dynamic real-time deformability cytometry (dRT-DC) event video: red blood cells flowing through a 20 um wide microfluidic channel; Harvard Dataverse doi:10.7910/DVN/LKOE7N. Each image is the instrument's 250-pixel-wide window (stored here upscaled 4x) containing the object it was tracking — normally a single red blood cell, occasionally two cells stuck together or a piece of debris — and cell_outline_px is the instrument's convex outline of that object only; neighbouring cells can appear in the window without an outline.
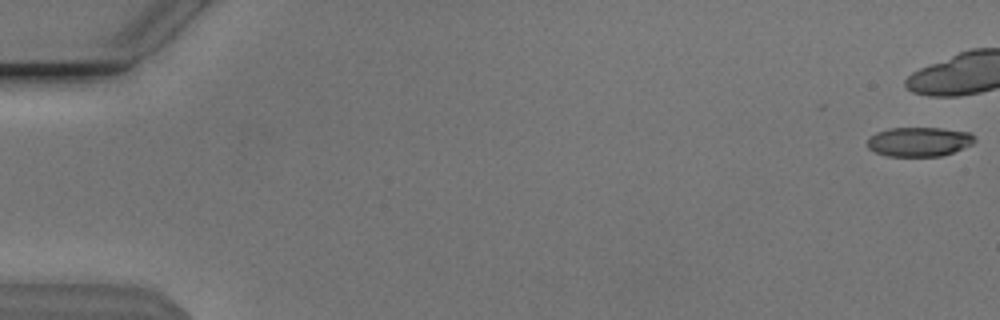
{"species": "Egyptian fruit bat (a non-hibernating species)", "species_latin": "Rousettus aegyptiacus", "temperature_condition": "cold", "stored_images_in_passage": 13, "camera_frame_rate_fps": 3000, "um_per_image_px": 0.085, "animal": {"sex": "male"}, "frame": {"image": 1, "passage_image": 1, "time_ms": 0.0, "image_size_px": [1000, 320], "cell_outline_px": [[976, 140], [972, 144], [952, 152], [940, 156], [888, 156], [876, 152], [868, 148], [868, 140], [876, 132], [888, 128], [940, 128], [968, 132]], "centroid_in_image_um": [78.1, 12.04], "position_along_channel_um": 6.9, "area_um2": 18.09}}